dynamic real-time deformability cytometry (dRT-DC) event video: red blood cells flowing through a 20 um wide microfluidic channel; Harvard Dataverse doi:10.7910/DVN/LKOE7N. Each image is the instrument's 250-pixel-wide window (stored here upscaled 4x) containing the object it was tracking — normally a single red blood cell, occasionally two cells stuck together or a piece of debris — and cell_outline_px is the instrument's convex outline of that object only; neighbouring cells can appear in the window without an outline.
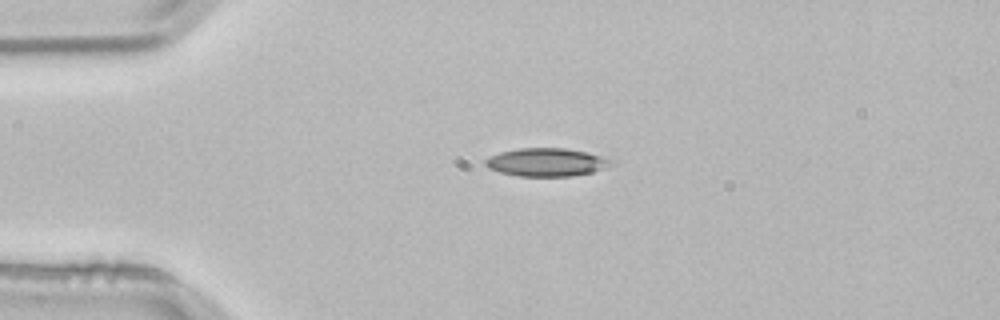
{"species": "common noctule bat (a hibernating species)", "species_latin": "Nyctalus noctula", "temperature_condition": "room temperature", "stored_images_in_passage": 3, "camera_frame_rate_fps": 3000, "um_per_image_px": 0.085, "animal": {"sex": "male", "body_mass_g": 21.5, "forearm_length_mm": 52.0}, "frame": {"image": 1, "passage_image": 3, "time_ms": 0.667, "image_size_px": [1000, 320], "cell_outline_px": [[616, 164], [592, 172], [572, 176], [520, 176], [500, 172], [488, 168], [484, 164], [484, 160], [488, 156], [500, 152], [520, 148], [564, 148], [588, 152], [612, 160]], "centroid_in_image_um": [46.44, 13.78], "position_along_channel_um": 38.6, "area_um2": 20.69}}